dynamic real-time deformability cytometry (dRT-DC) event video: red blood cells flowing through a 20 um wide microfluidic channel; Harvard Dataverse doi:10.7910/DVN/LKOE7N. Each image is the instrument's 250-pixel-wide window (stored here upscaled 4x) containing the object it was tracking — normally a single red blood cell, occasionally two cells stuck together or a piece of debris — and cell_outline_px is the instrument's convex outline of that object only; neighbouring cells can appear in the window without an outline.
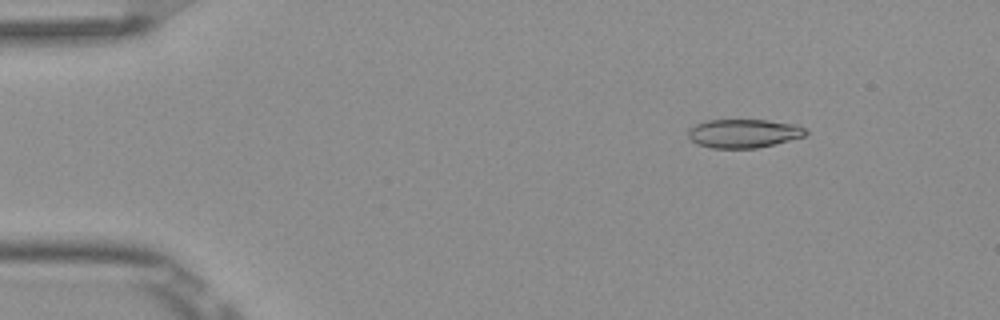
{"species": "Egyptian fruit bat (a non-hibernating species)", "species_latin": "Rousettus aegyptiacus", "temperature_condition": "room temperature", "stored_images_in_passage": 4, "camera_frame_rate_fps": 3000, "um_per_image_px": 0.085, "frame": {"image": 1, "passage_image": 2, "time_ms": 0.333, "image_size_px": [1000, 320], "cell_outline_px": [[808, 132], [804, 136], [756, 148], [712, 148], [700, 144], [692, 140], [688, 136], [688, 128], [704, 120], [768, 120], [796, 124], [804, 128]], "centroid_in_image_um": [63.19, 11.32], "position_along_channel_um": 21.8, "area_um2": 19.48}}
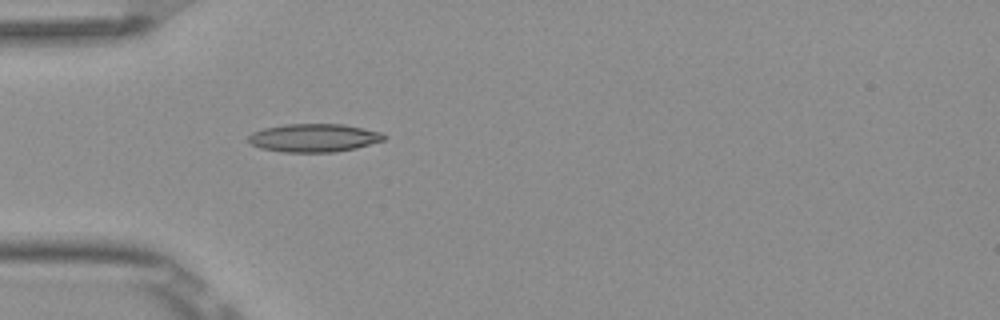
{"frame": {"image": 2, "passage_image": 4, "time_ms": 1.0, "image_size_px": [1000, 320], "cell_outline_px": [[388, 136], [384, 140], [356, 148], [336, 152], [284, 152], [260, 148], [252, 144], [248, 140], [248, 136], [252, 132], [264, 128], [288, 124], [344, 124], [380, 132]], "centroid_in_image_um": [26.69, 11.72], "position_along_channel_um": 58.3, "area_um2": 22.25}}